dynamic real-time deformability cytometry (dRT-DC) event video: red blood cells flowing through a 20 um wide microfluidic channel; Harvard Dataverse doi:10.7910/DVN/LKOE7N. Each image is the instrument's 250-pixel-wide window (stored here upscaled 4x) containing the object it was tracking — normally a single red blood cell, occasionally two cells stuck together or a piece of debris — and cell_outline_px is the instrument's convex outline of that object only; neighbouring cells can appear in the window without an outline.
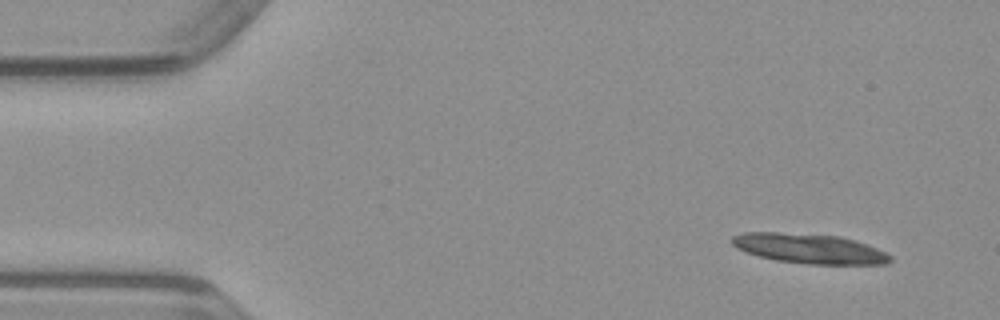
{"species": "common noctule bat (a hibernating species)", "species_latin": "Nyctalus noctula", "temperature_condition": "warm", "stored_images_in_passage": 26, "segment_of_instrument_passage": [1, 2], "camera_frame_rate_fps": 3000, "um_per_image_px": 0.085, "animal": {"sex": "male", "body_mass_g": 23.1, "forearm_length_mm": 52.7}, "frame": {"image": 1, "passage_image": 3, "time_ms": 0.667, "image_size_px": [1000, 320], "cell_outline_px": [[892, 260], [888, 264], [808, 264], [776, 260], [760, 256], [736, 248], [732, 244], [732, 236], [744, 232], [776, 232], [840, 236], [856, 240], [868, 244], [892, 256]], "centroid_in_image_um": [68.82, 21.13], "position_along_channel_um": 16.2, "area_um2": 27.4}}